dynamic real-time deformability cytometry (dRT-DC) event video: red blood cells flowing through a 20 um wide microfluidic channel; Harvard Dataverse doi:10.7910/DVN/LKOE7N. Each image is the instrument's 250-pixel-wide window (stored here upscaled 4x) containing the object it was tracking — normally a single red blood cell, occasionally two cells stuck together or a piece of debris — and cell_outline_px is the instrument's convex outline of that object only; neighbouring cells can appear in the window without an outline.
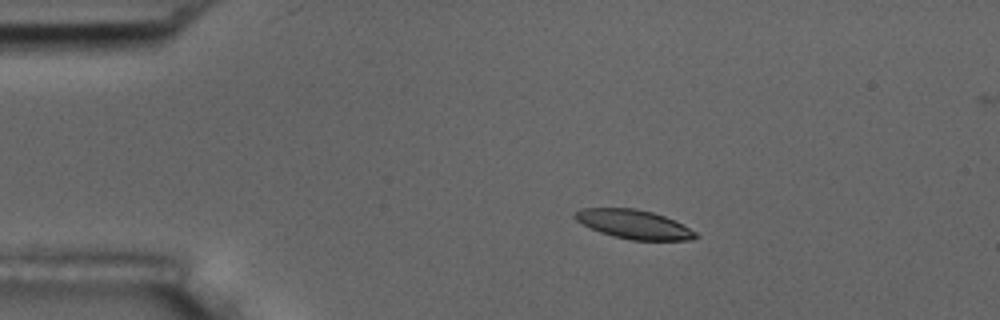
{"species": "common noctule bat (a hibernating species)", "species_latin": "Nyctalus noctula", "temperature_condition": "room temperature", "stored_images_in_passage": 6, "camera_frame_rate_fps": 3000, "um_per_image_px": 0.085, "animal": {"sex": "male", "body_mass_g": 17.5, "forearm_length_mm": 52.3}, "frame": {"image": 1, "passage_image": 3, "time_ms": 3.0, "image_size_px": [1000, 320], "cell_outline_px": [[700, 236], [688, 240], [632, 240], [600, 232], [576, 220], [572, 216], [580, 208], [636, 208], [652, 212], [664, 216], [696, 232]], "centroid_in_image_um": [53.86, 19.06], "position_along_channel_um": 31.1, "area_um2": 20.0}}
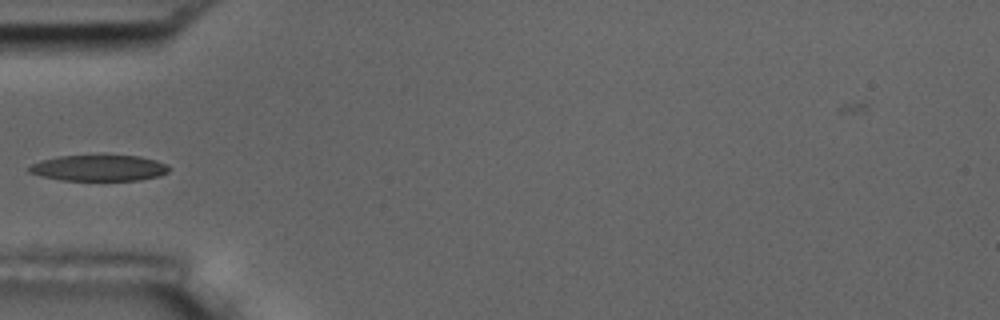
{"frame": {"image": 2, "passage_image": 5, "time_ms": 5.667, "image_size_px": [1000, 320], "cell_outline_px": [[172, 168], [168, 172], [160, 176], [140, 180], [60, 180], [28, 172], [28, 168], [32, 164], [40, 160], [56, 156], [104, 152], [140, 156], [156, 160], [168, 164]], "centroid_in_image_um": [8.46, 14.22], "position_along_channel_um": 76.5, "area_um2": 22.43}}